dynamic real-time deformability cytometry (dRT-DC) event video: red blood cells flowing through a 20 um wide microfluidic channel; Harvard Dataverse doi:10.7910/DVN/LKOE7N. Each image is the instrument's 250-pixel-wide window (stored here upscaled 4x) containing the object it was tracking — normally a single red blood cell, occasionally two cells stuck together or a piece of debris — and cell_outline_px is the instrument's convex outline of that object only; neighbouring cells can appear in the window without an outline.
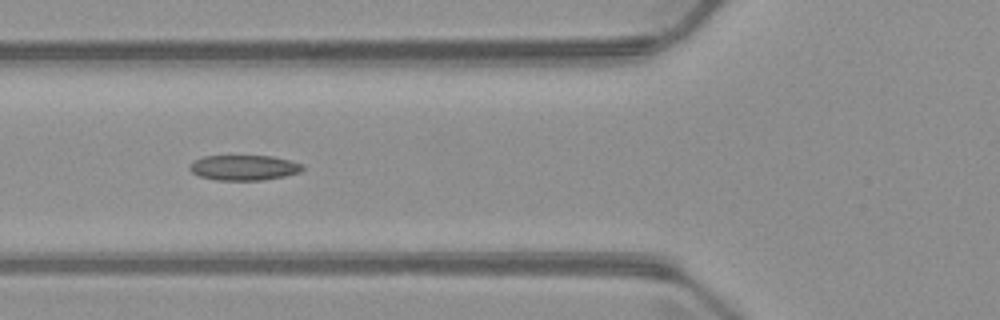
{"species": "common noctule bat (a hibernating species)", "species_latin": "Nyctalus noctula", "temperature_condition": "warm", "stored_images_in_passage": 5, "camera_frame_rate_fps": 3000, "um_per_image_px": 0.085, "animal": {"sex": "male", "body_mass_g": 23.1, "forearm_length_mm": 52.7}, "frame": {"image": 1, "passage_image": 4, "time_ms": 4.333, "image_size_px": [1000, 320], "cell_outline_px": [[304, 168], [300, 172], [284, 176], [260, 180], [216, 180], [200, 176], [192, 172], [188, 168], [196, 160], [204, 156], [272, 156], [304, 164]], "centroid_in_image_um": [20.76, 14.25], "position_along_channel_um": 105.0, "area_um2": 16.42}}
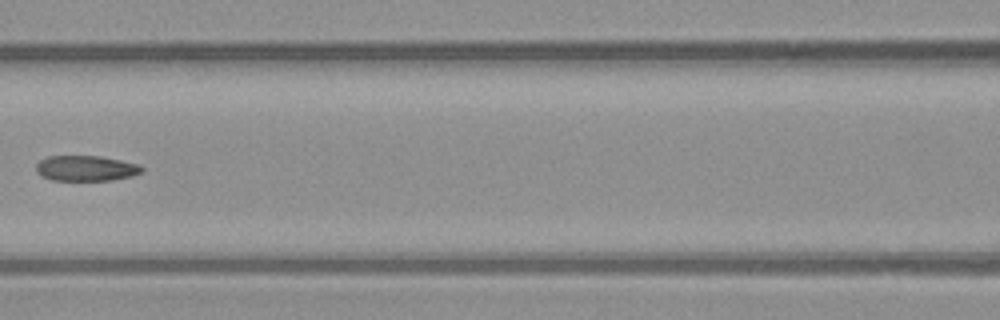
{"frame": {"image": 2, "passage_image": 5, "time_ms": 5.667, "image_size_px": [1000, 320], "cell_outline_px": [[144, 168], [140, 172], [132, 176], [112, 180], [52, 180], [40, 176], [36, 172], [36, 164], [40, 160], [48, 156], [100, 156], [120, 160], [136, 164]], "centroid_in_image_um": [7.25, 14.3], "position_along_channel_um": 159.3, "area_um2": 15.61}}